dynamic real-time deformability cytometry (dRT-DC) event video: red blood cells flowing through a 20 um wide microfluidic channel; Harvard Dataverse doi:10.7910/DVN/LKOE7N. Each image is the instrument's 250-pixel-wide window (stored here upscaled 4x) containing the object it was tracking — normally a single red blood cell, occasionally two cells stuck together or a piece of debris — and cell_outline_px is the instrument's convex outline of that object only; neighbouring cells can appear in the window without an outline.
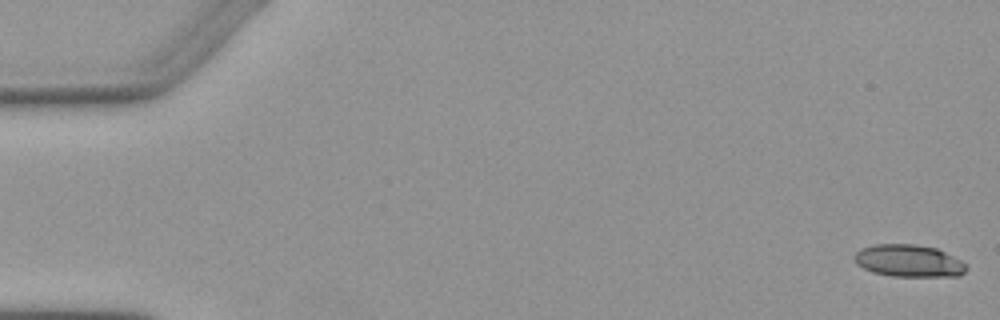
{"species": "Egyptian fruit bat (a non-hibernating species)", "species_latin": "Rousettus aegyptiacus", "temperature_condition": "warm", "stored_images_in_passage": 6, "camera_frame_rate_fps": 3000, "um_per_image_px": 0.085, "animal": {"sex": "female"}, "frame": {"image": 1, "passage_image": 1, "time_ms": 0.0, "image_size_px": [1000, 320], "cell_outline_px": [[968, 268], [960, 276], [892, 276], [872, 272], [856, 264], [852, 256], [860, 248], [872, 244], [916, 244], [936, 248], [960, 260]], "centroid_in_image_um": [77.19, 22.16], "position_along_channel_um": 7.8, "area_um2": 21.1}}